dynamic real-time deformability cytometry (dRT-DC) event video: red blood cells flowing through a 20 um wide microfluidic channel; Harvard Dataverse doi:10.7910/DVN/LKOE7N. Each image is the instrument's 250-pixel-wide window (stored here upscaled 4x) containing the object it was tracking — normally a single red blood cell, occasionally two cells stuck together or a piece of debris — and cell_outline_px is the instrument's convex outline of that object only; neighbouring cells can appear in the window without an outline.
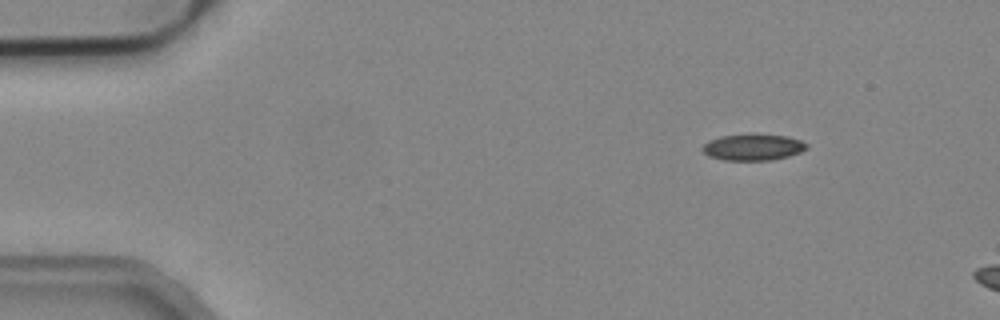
{"species": "common noctule bat (a hibernating species)", "species_latin": "Nyctalus noctula", "temperature_condition": "cold", "stored_images_in_passage": 5, "camera_frame_rate_fps": 3000, "um_per_image_px": 0.085, "animal": {"sex": "male", "body_mass_g": 19.2, "forearm_length_mm": 51.8}, "frame": {"image": 1, "passage_image": 2, "time_ms": 0.333, "image_size_px": [1000, 320], "cell_outline_px": [[808, 148], [800, 152], [788, 156], [772, 160], [724, 160], [708, 156], [700, 148], [704, 144], [720, 136], [756, 132], [788, 136], [800, 140], [808, 144]], "centroid_in_image_um": [64.03, 12.48], "position_along_channel_um": 21.0, "area_um2": 16.42}}